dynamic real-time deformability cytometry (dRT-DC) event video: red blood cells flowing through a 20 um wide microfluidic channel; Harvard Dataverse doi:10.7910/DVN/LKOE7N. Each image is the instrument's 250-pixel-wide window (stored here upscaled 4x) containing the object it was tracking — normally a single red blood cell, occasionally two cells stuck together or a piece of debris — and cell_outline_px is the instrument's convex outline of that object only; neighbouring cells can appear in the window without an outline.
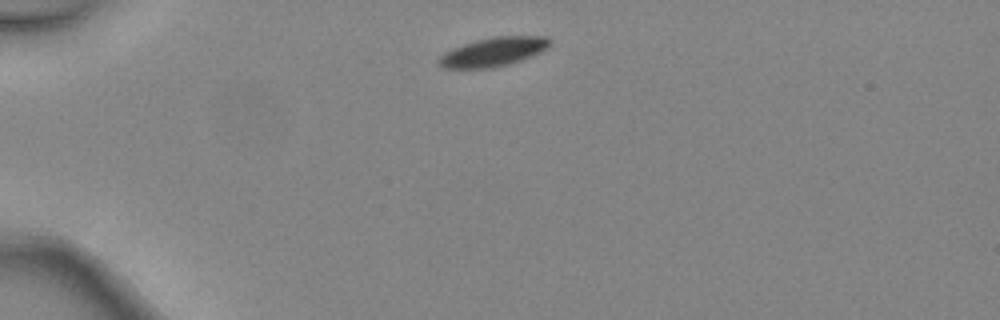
{"species": "common noctule bat (a hibernating species)", "species_latin": "Nyctalus noctula", "temperature_condition": "warm", "stored_images_in_passage": 2, "camera_frame_rate_fps": 3000, "um_per_image_px": 0.085, "animal": {"sex": "female", "body_mass_g": 24.6, "forearm_length_mm": 56.2}, "frame": {"image": 1, "passage_image": 1, "time_ms": 0.0, "image_size_px": [1000, 320], "cell_outline_px": [[552, 44], [548, 48], [540, 52], [520, 60], [508, 64], [492, 68], [444, 68], [436, 64], [436, 60], [444, 52], [452, 48], [476, 40], [496, 36], [548, 36], [552, 40]], "centroid_in_image_um": [41.93, 4.4], "position_along_channel_um": 43.1, "area_um2": 18.84}}